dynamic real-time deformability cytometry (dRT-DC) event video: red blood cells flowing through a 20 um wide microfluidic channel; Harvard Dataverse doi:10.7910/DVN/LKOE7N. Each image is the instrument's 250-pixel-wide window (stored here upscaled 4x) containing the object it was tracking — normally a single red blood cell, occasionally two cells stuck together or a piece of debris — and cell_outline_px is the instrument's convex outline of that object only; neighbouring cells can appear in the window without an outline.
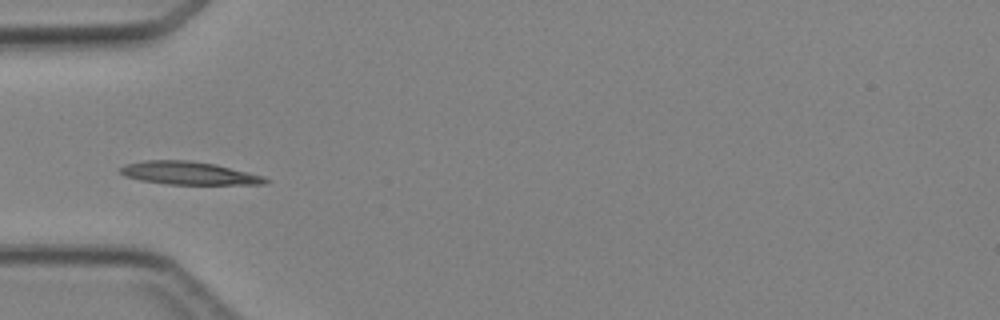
{"species": "Egyptian fruit bat (a non-hibernating species)", "species_latin": "Rousettus aegyptiacus", "temperature_condition": "cold", "stored_images_in_passage": 5, "camera_frame_rate_fps": 3000, "um_per_image_px": 0.085, "animal": {"sex": "female"}, "frame": {"image": 1, "passage_image": 5, "time_ms": 4.667, "image_size_px": [1000, 320], "cell_outline_px": [[272, 180], [264, 184], [168, 184], [140, 180], [124, 176], [116, 168], [124, 164], [144, 160], [188, 160], [216, 164], [264, 176]], "centroid_in_image_um": [16.01, 14.71], "position_along_channel_um": 69.0, "area_um2": 19.59}}